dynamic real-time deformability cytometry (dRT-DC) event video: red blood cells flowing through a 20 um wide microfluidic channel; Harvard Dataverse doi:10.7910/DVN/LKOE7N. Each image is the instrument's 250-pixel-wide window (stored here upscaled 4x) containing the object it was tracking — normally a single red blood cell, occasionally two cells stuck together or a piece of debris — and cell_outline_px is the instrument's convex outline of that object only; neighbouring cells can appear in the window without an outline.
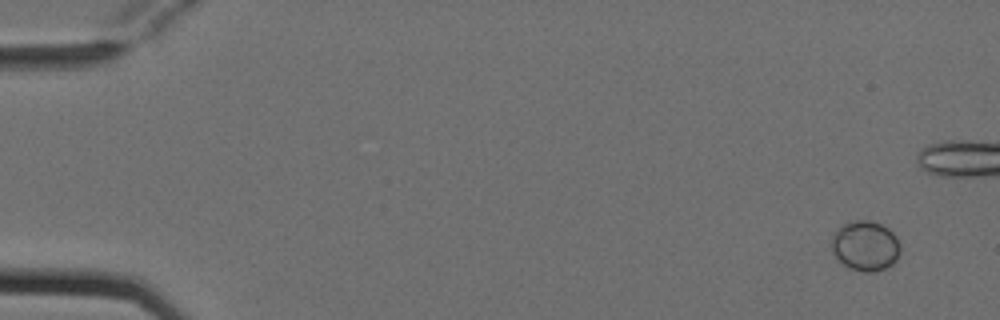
{"species": "Egyptian fruit bat (a non-hibernating species)", "species_latin": "Rousettus aegyptiacus", "temperature_condition": "cold", "stored_images_in_passage": 9, "segment_of_instrument_passage": [1, 2], "camera_frame_rate_fps": 3000, "um_per_image_px": 0.085, "animal": {"sex": "female"}, "frame": {"image": 1, "passage_image": 1, "time_ms": 0.0, "image_size_px": [1000, 320], "cell_outline_px": [[900, 252], [896, 260], [892, 264], [876, 272], [864, 272], [848, 268], [840, 264], [832, 252], [832, 232], [840, 224], [856, 220], [868, 220], [880, 224], [888, 228], [896, 236], [900, 244]], "centroid_in_image_um": [73.51, 20.9], "position_along_channel_um": 11.5, "area_um2": 20.46}}
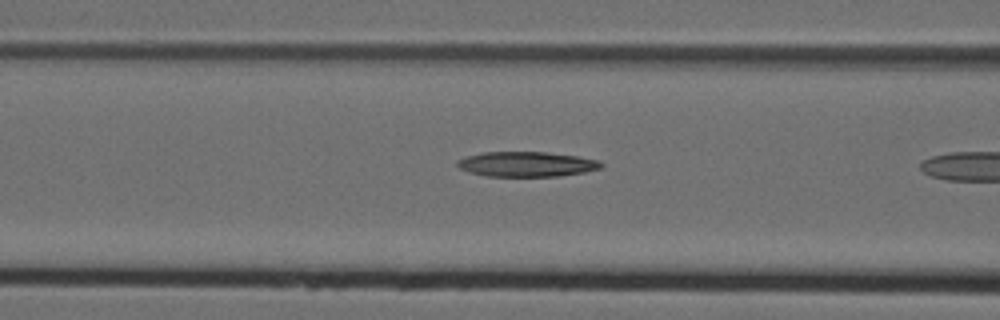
{"frame": {"image": 2, "passage_image": 7, "time_ms": 2.0, "image_size_px": [1000, 320], "cell_outline_px": [[604, 164], [600, 168], [584, 172], [560, 176], [484, 176], [468, 172], [460, 168], [456, 164], [456, 160], [468, 156], [484, 152], [544, 152], [576, 156], [600, 160]], "centroid_in_image_um": [44.75, 13.96], "position_along_channel_um": 121.8, "area_um2": 20.92}}